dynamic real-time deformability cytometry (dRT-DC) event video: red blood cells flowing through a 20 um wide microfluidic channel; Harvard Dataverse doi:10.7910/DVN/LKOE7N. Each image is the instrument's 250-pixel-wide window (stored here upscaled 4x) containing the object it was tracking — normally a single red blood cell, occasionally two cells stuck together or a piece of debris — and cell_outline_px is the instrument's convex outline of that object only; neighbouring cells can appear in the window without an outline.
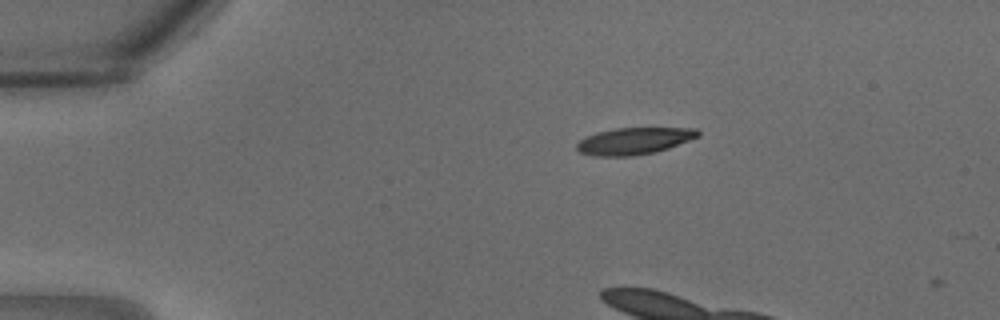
{"species": "common noctule bat (a hibernating species)", "species_latin": "Nyctalus noctula", "temperature_condition": "warm", "stored_images_in_passage": 2, "camera_frame_rate_fps": 3000, "um_per_image_px": 0.085, "animal": {"sex": "male", "body_mass_g": 18.8}, "frame": {"image": 1, "passage_image": 1, "time_ms": 0.0, "image_size_px": [1000, 320], "cell_outline_px": [[700, 136], [668, 148], [656, 152], [632, 156], [592, 156], [580, 152], [576, 148], [576, 144], [580, 140], [596, 132], [616, 128], [696, 128], [700, 132]], "centroid_in_image_um": [53.9, 11.98], "position_along_channel_um": 31.1, "area_um2": 18.96}}